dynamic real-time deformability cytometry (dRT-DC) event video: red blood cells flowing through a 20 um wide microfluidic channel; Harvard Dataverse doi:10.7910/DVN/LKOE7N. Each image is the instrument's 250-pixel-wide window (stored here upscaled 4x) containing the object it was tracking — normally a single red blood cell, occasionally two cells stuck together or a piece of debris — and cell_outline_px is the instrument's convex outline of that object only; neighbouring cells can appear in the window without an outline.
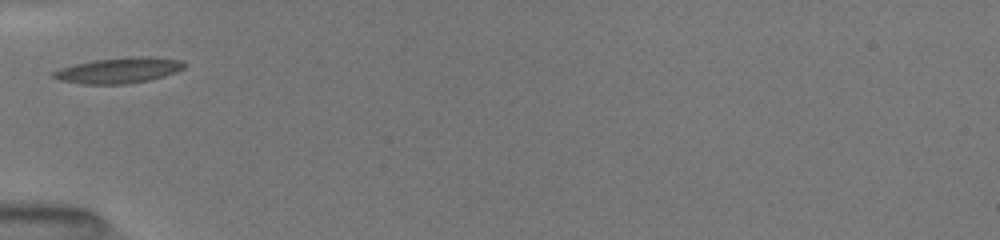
{"species": "common noctule bat (a hibernating species)", "species_latin": "Nyctalus noctula", "temperature_condition": "room temperature", "stored_images_in_passage": 29, "camera_frame_rate_fps": 3000, "um_per_image_px": 0.085, "animal": {"sex": "female", "body_mass_g": 19.5, "forearm_length_mm": 54.1}, "frame": {"image": 1, "passage_image": 1, "time_ms": 0.0, "image_size_px": [1000, 240], "cell_outline_px": [[184, 68], [176, 72], [164, 76], [148, 80], [128, 84], [84, 84], [60, 80], [52, 76], [52, 72], [60, 68], [76, 64], [96, 60], [140, 56], [148, 56], [180, 60], [184, 64]], "centroid_in_image_um": [10.1, 5.99], "position_along_channel_um": 74.9, "area_um2": 19.25}}
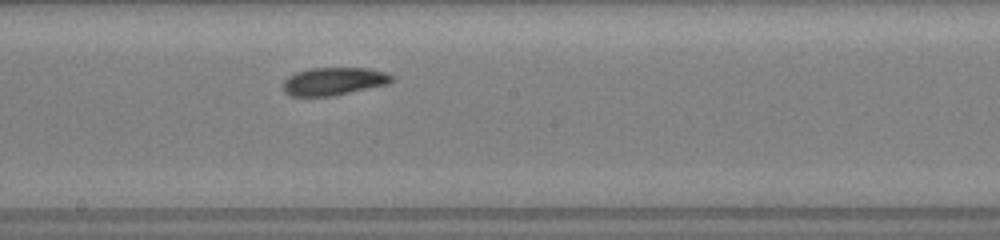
{"frame": {"image": 2, "passage_image": 12, "time_ms": 3.667, "image_size_px": [1000, 240], "cell_outline_px": [[392, 80], [388, 84], [332, 96], [292, 96], [284, 92], [284, 80], [288, 76], [296, 72], [308, 68], [368, 68], [384, 72], [392, 76]], "centroid_in_image_um": [28.34, 6.91], "position_along_channel_um": 219.9, "area_um2": 17.51}}
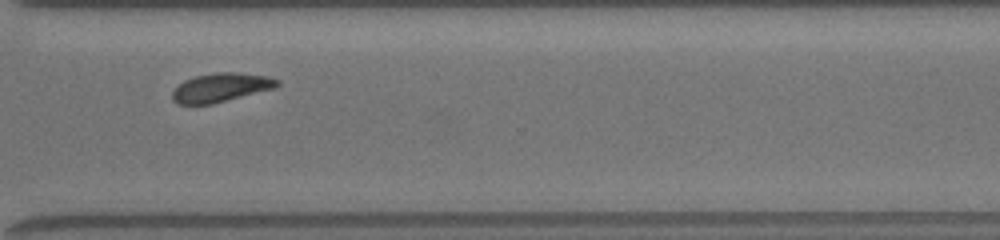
{"frame": {"image": 3, "passage_image": 22, "time_ms": 7.0, "image_size_px": [1000, 240], "cell_outline_px": [[280, 84], [276, 88], [212, 104], [176, 104], [172, 100], [172, 92], [184, 80], [196, 76], [216, 72], [236, 72], [268, 76], [280, 80]], "centroid_in_image_um": [18.8, 7.44], "position_along_channel_um": 351.8, "area_um2": 17.69}, "authors_computed_cell_mechanics": {"area_um2": 17.6868, "velocity_mm_per_s": 3.9604, "shape_relaxation_time_tau1_ms": 2.5527, "shape_relaxation_time_tau2_ms": 4.7039, "deformation_change_tau1": 0.1014, "deformation_change_tau2": 0.1141}}